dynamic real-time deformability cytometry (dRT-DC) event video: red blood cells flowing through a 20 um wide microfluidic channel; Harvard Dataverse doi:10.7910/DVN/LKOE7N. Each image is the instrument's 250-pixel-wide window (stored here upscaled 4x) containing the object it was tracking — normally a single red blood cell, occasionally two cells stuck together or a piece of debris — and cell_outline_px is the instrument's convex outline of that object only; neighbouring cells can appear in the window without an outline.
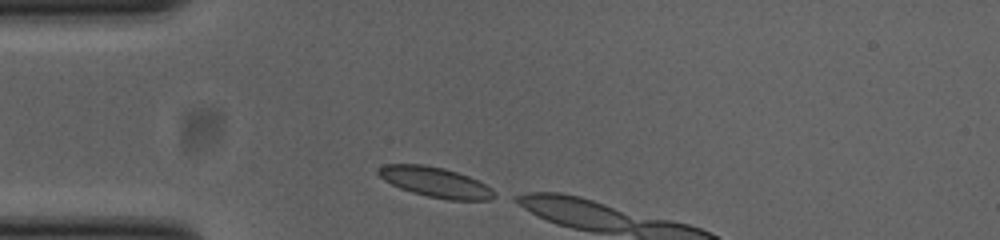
{"species": "common noctule bat (a hibernating species)", "species_latin": "Nyctalus noctula", "temperature_condition": "cold", "stored_images_in_passage": 4, "camera_frame_rate_fps": 3000, "um_per_image_px": 0.085, "animal": {"sex": "female", "body_mass_g": 23.0, "forearm_length_mm": 53.4}, "frame": {"image": 1, "passage_image": 1, "time_ms": 0.0, "image_size_px": [1000, 240], "cell_outline_px": [[496, 196], [488, 200], [448, 200], [428, 196], [412, 192], [400, 188], [384, 180], [376, 172], [376, 168], [384, 164], [424, 164], [444, 168], [468, 176], [492, 188], [496, 192]], "centroid_in_image_um": [36.99, 15.48], "position_along_channel_um": 48.0, "area_um2": 20.35}}